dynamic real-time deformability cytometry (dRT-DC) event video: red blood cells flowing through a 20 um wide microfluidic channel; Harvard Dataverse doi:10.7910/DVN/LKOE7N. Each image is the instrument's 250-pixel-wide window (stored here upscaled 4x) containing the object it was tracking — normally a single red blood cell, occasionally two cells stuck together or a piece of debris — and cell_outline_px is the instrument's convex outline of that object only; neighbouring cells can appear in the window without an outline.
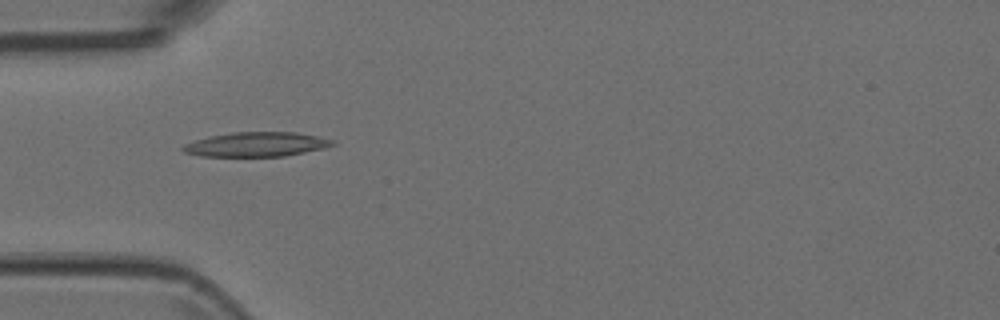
{"species": "Egyptian fruit bat (a non-hibernating species)", "species_latin": "Rousettus aegyptiacus", "temperature_condition": "room temperature", "stored_images_in_passage": 5, "camera_frame_rate_fps": 3000, "um_per_image_px": 0.085, "animal": {"sex": "female"}, "frame": {"image": 1, "passage_image": 3, "time_ms": 0.667, "image_size_px": [1000, 320], "cell_outline_px": [[336, 144], [324, 148], [284, 156], [200, 156], [184, 152], [180, 148], [184, 144], [208, 136], [232, 132], [296, 132], [320, 136], [332, 140]], "centroid_in_image_um": [21.78, 12.26], "position_along_channel_um": 63.2, "area_um2": 21.33}}
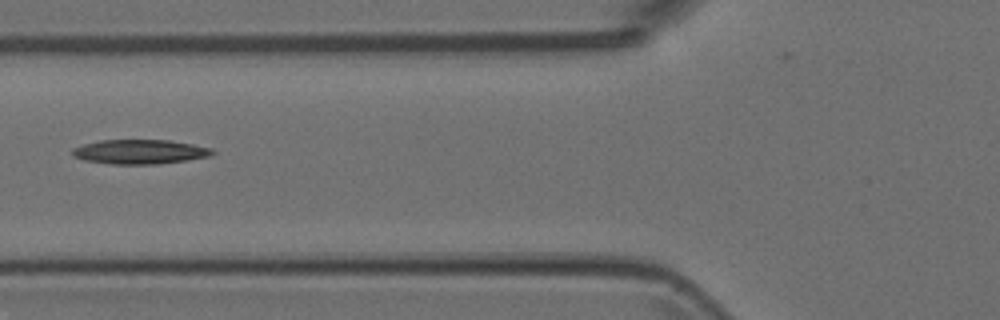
{"frame": {"image": 2, "passage_image": 4, "time_ms": 1.0, "image_size_px": [1000, 320], "cell_outline_px": [[216, 152], [208, 156], [188, 160], [160, 164], [112, 164], [84, 160], [72, 156], [72, 148], [84, 144], [100, 140], [168, 140], [192, 144], [212, 148]], "centroid_in_image_um": [11.88, 12.9], "position_along_channel_um": 113.9, "area_um2": 19.94}}
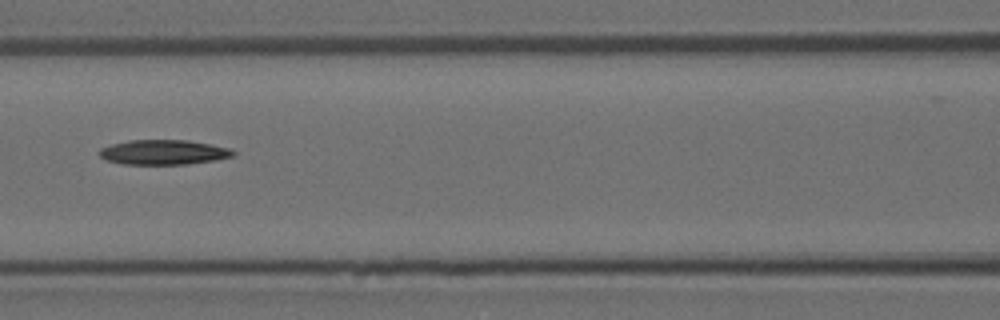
{"frame": {"image": 3, "passage_image": 5, "time_ms": 1.333, "image_size_px": [1000, 320], "cell_outline_px": [[236, 156], [216, 160], [188, 164], [124, 164], [108, 160], [100, 156], [96, 152], [100, 148], [112, 144], [128, 140], [188, 140], [228, 148], [236, 152]], "centroid_in_image_um": [13.9, 12.94], "position_along_channel_um": 152.7, "area_um2": 19.36}}